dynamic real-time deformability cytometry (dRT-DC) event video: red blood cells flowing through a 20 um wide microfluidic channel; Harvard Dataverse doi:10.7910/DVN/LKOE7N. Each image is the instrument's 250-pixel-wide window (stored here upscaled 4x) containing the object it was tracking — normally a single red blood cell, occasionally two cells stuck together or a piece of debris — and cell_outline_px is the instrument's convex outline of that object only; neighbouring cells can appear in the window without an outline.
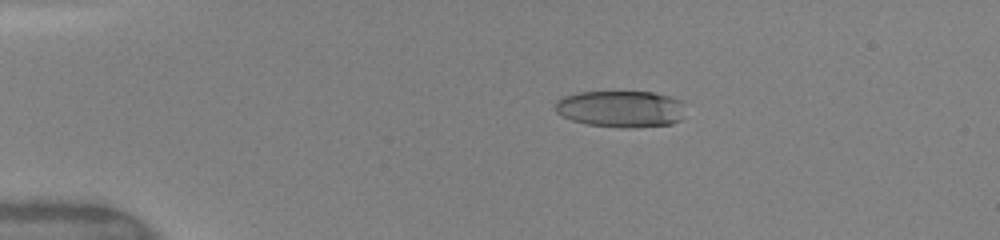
{"species": "human", "species_latin": "Homo sapiens", "temperature_condition": "warm", "stored_images_in_passage": 6, "camera_frame_rate_fps": 3000, "um_per_image_px": 0.085, "donor": {"sex": "female"}, "frame": {"image": 1, "passage_image": 3, "time_ms": 2.333, "image_size_px": [1000, 240], "cell_outline_px": [[680, 120], [672, 124], [636, 128], [620, 128], [588, 124], [572, 120], [560, 116], [556, 112], [556, 100], [564, 96], [580, 92], [652, 92], [672, 96], [680, 100]], "centroid_in_image_um": [52.72, 9.26], "position_along_channel_um": 32.3, "area_um2": 27.74}}
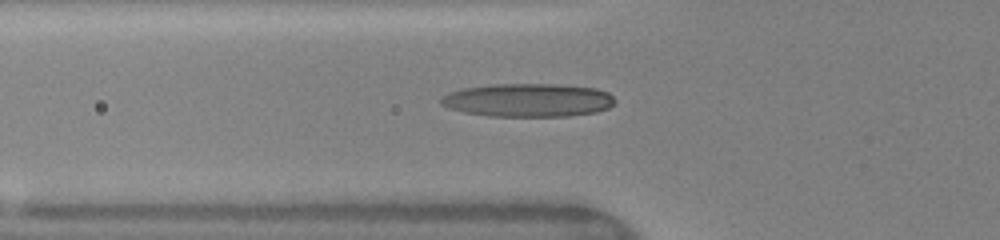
{"frame": {"image": 2, "passage_image": 6, "time_ms": 5.0, "image_size_px": [1000, 240], "cell_outline_px": [[616, 100], [608, 108], [596, 112], [568, 116], [488, 116], [464, 112], [448, 108], [440, 104], [440, 96], [448, 92], [464, 88], [488, 84], [556, 84], [596, 88], [608, 92]], "centroid_in_image_um": [44.85, 8.51], "position_along_channel_um": 81.0, "area_um2": 34.04}}